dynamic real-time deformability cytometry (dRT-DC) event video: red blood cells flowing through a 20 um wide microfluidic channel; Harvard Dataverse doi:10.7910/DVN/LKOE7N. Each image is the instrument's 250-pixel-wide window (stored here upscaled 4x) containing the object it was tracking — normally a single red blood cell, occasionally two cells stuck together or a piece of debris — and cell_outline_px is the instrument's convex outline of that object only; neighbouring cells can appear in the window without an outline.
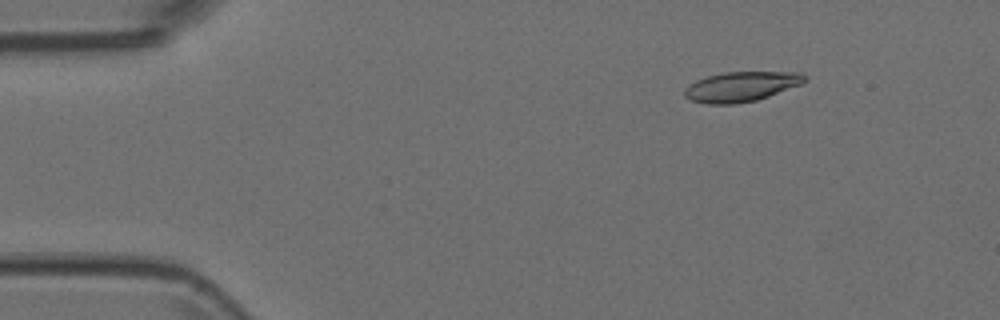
{"species": "Egyptian fruit bat (a non-hibernating species)", "species_latin": "Rousettus aegyptiacus", "temperature_condition": "room temperature", "stored_images_in_passage": 6, "camera_frame_rate_fps": 3000, "um_per_image_px": 0.085, "animal": {"sex": "female"}, "frame": {"image": 1, "passage_image": 3, "time_ms": 0.667, "image_size_px": [1000, 320], "cell_outline_px": [[808, 80], [800, 84], [768, 96], [756, 100], [736, 104], [708, 104], [692, 100], [684, 96], [684, 88], [688, 84], [696, 80], [708, 76], [724, 72], [800, 72], [808, 76]], "centroid_in_image_um": [62.99, 7.35], "position_along_channel_um": 22.0, "area_um2": 20.92}}
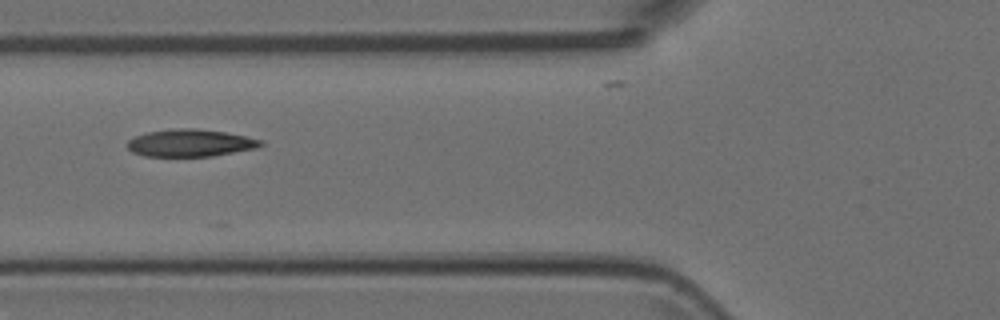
{"frame": {"image": 2, "passage_image": 6, "time_ms": 1.667, "image_size_px": [1000, 320], "cell_outline_px": [[264, 144], [256, 148], [212, 156], [144, 156], [132, 152], [128, 148], [128, 140], [136, 136], [148, 132], [168, 128], [196, 128], [224, 132], [264, 140]], "centroid_in_image_um": [16.17, 12.14], "position_along_channel_um": 109.6, "area_um2": 21.21}}